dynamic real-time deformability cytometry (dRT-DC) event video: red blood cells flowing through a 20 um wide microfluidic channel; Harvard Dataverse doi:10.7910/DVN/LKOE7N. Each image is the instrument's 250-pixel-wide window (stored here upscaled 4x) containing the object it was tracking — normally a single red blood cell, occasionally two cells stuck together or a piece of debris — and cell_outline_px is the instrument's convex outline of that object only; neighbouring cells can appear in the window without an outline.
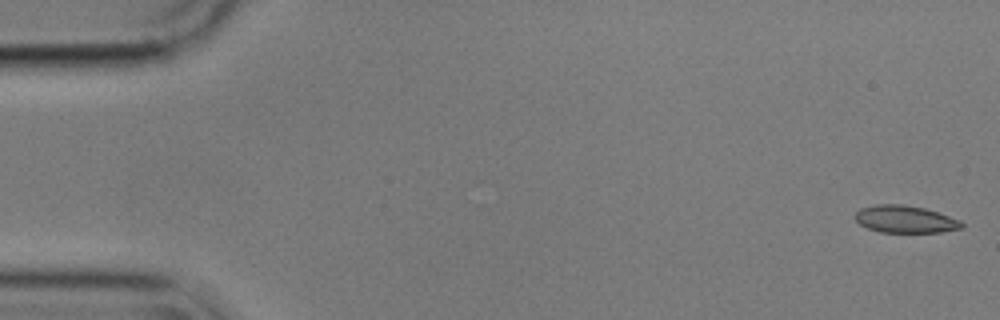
{"species": "common noctule bat (a hibernating species)", "species_latin": "Nyctalus noctula", "temperature_condition": "cold", "stored_images_in_passage": 55, "camera_frame_rate_fps": 3000, "um_per_image_px": 0.085, "animal": {"sex": "male", "body_mass_g": 17.9}, "frame": {"image": 1, "passage_image": 1, "time_ms": 0.0, "image_size_px": [1000, 320], "cell_outline_px": [[964, 228], [940, 232], [880, 232], [868, 228], [860, 224], [856, 220], [856, 212], [860, 208], [876, 204], [904, 204], [924, 208], [960, 220], [964, 224]], "centroid_in_image_um": [76.94, 18.63], "position_along_channel_um": 8.1, "area_um2": 16.88}}
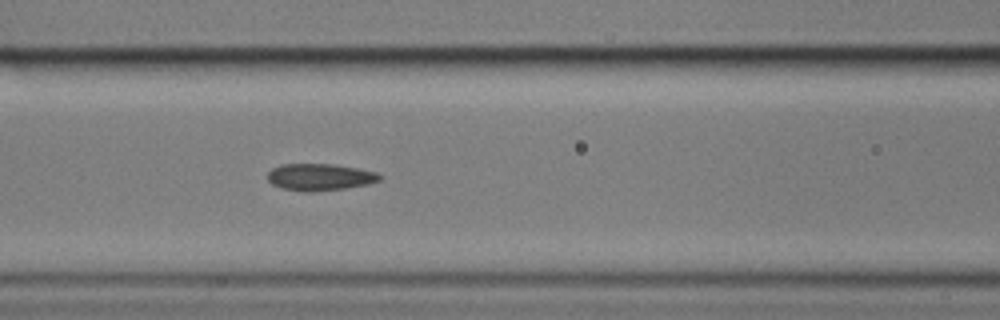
{"frame": {"image": 2, "passage_image": 23, "time_ms": 7.333, "image_size_px": [1000, 320], "cell_outline_px": [[384, 176], [380, 180], [368, 184], [344, 188], [308, 192], [304, 192], [280, 188], [272, 184], [268, 180], [268, 172], [272, 168], [280, 164], [332, 164], [356, 168], [376, 172]], "centroid_in_image_um": [27.17, 15.05], "position_along_channel_um": 139.4, "area_um2": 17.57}}
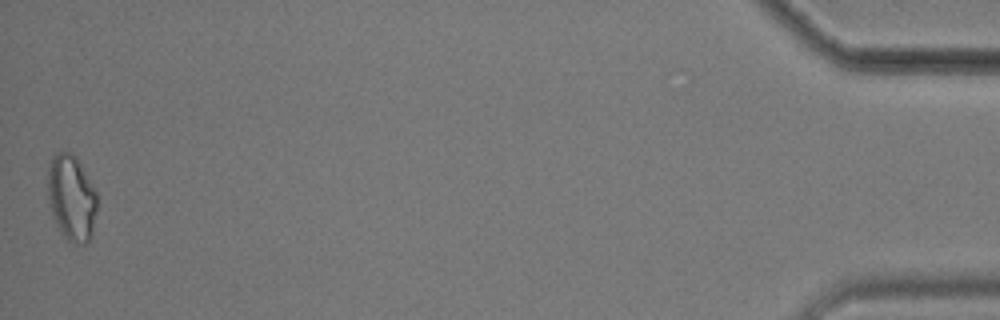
{"frame": {"image": 3, "passage_image": 55, "time_ms": 18.0, "image_size_px": [1000, 320], "cell_outline_px": [[96, 212], [92, 236], [84, 244], [72, 244], [60, 232], [52, 216], [48, 196], [48, 164], [52, 156], [56, 152], [72, 152], [76, 156], [96, 192]], "centroid_in_image_um": [6.06, 16.82], "position_along_channel_um": 429.1, "area_um2": 24.8}, "authors_computed_cell_mechanics": {"area_um2": 17.5134, "velocity_mm_per_s": 3.5842, "shape_relaxation_time_tau1_ms": 7.4608, "shape_relaxation_time_tau2_ms": 3.4479, "deformation_change_tau1": 0.1577, "deformation_change_tau2": 0.1041}}